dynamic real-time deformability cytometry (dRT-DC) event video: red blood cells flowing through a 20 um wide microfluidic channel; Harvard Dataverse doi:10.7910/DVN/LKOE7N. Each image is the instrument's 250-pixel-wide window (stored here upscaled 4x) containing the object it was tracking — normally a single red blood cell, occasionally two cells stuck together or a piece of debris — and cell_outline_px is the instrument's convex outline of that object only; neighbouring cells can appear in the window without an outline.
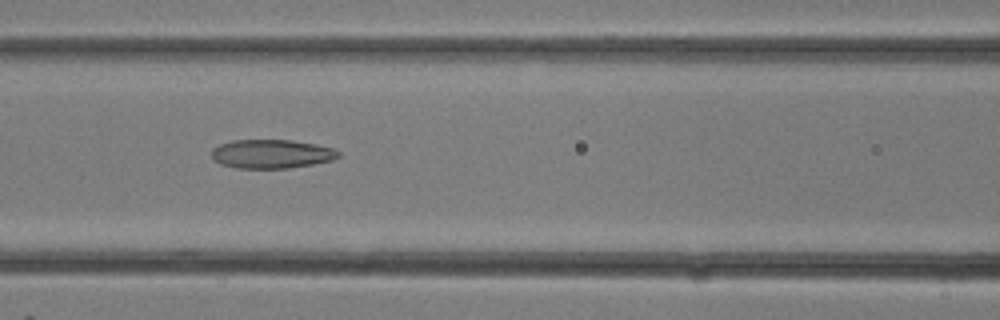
{"species": "common noctule bat (a hibernating species)", "species_latin": "Nyctalus noctula", "temperature_condition": "room temperature", "stored_images_in_passage": 12, "camera_frame_rate_fps": 3000, "um_per_image_px": 0.085, "animal": {"sex": "female"}, "frame": {"image": 1, "passage_image": 9, "time_ms": 2.667, "image_size_px": [1000, 320], "cell_outline_px": [[340, 156], [332, 160], [312, 164], [288, 168], [236, 168], [220, 164], [212, 160], [212, 148], [220, 144], [232, 140], [292, 140], [316, 144], [332, 148], [340, 152]], "centroid_in_image_um": [23.05, 13.08], "position_along_channel_um": 143.5, "area_um2": 21.39}}
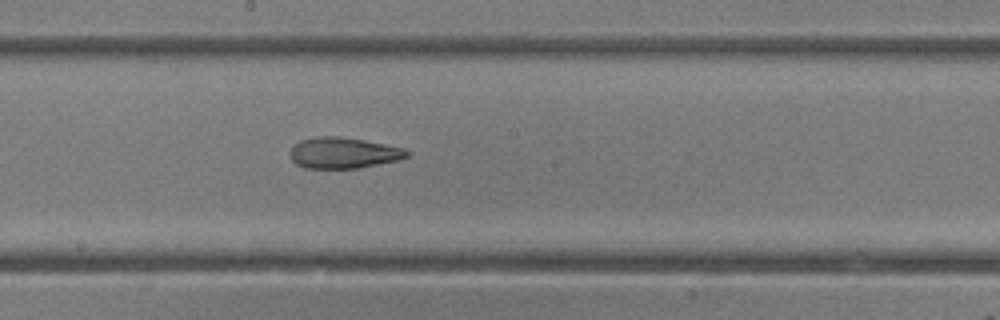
{"frame": {"image": 2, "passage_image": 12, "time_ms": 3.667, "image_size_px": [1000, 320], "cell_outline_px": [[412, 152], [408, 156], [400, 160], [356, 168], [304, 168], [296, 164], [288, 156], [288, 152], [300, 140], [316, 136], [336, 136], [364, 140], [404, 148]], "centroid_in_image_um": [29.18, 12.99], "position_along_channel_um": 219.0, "area_um2": 21.21}}